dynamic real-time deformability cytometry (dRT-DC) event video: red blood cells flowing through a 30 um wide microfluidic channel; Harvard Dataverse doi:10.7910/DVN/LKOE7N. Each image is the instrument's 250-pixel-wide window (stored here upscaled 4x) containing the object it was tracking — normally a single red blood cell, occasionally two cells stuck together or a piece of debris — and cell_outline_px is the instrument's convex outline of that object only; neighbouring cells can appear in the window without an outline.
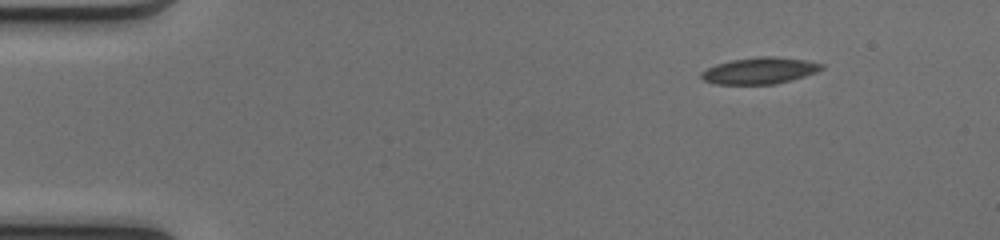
{"species": "common noctule bat (a hibernating species)", "species_latin": "Nyctalus noctula", "temperature_condition": "cold", "stored_images_in_passage": 45, "camera_frame_rate_fps": 3000, "um_per_image_px": 0.085, "animal": {"sex": "female", "body_mass_g": 17.0, "forearm_length_mm": 48.0}, "frame": {"image": 1, "passage_image": 1, "time_ms": 0.0, "image_size_px": [1000, 240], "cell_outline_px": [[824, 68], [816, 72], [804, 76], [776, 84], [716, 84], [704, 80], [700, 76], [700, 72], [716, 64], [732, 60], [760, 56], [772, 56], [804, 60], [824, 64]], "centroid_in_image_um": [64.56, 6.01], "position_along_channel_um": 20.4, "area_um2": 18.44}}
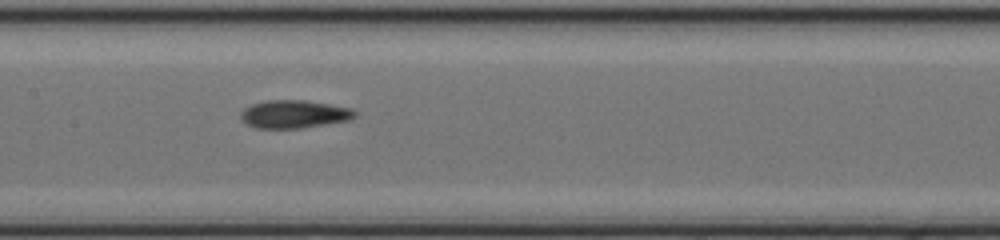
{"frame": {"image": 2, "passage_image": 20, "time_ms": 6.333, "image_size_px": [1000, 240], "cell_outline_px": [[356, 116], [352, 120], [300, 128], [256, 128], [248, 124], [240, 116], [240, 112], [244, 108], [252, 104], [268, 100], [304, 100], [352, 108], [356, 112]], "centroid_in_image_um": [25.03, 9.7], "position_along_channel_um": 182.4, "area_um2": 18.55}}
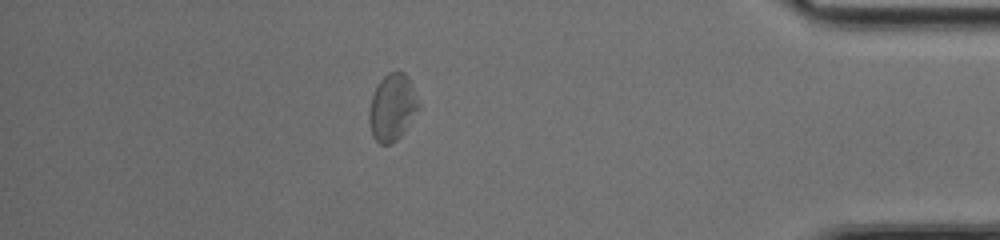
{"frame": {"image": 3, "passage_image": 39, "time_ms": 12.667, "image_size_px": [1000, 240], "cell_outline_px": [[420, 108], [404, 132], [396, 140], [388, 144], [380, 144], [372, 136], [368, 120], [368, 112], [372, 96], [380, 80], [388, 72], [404, 72], [408, 76], [412, 84], [420, 104]], "centroid_in_image_um": [33.35, 9.13], "position_along_channel_um": 401.9, "area_um2": 19.36}, "authors_computed_cell_mechanics": {"area_um2": 18.6694, "velocity_mm_per_s": 4.097, "shape_relaxation_time_tau1_ms": 7.1881, "shape_relaxation_time_tau2_ms": 3.0018, "deformation_change_tau1": 0.1138, "deformation_change_tau2": 0.1087}}